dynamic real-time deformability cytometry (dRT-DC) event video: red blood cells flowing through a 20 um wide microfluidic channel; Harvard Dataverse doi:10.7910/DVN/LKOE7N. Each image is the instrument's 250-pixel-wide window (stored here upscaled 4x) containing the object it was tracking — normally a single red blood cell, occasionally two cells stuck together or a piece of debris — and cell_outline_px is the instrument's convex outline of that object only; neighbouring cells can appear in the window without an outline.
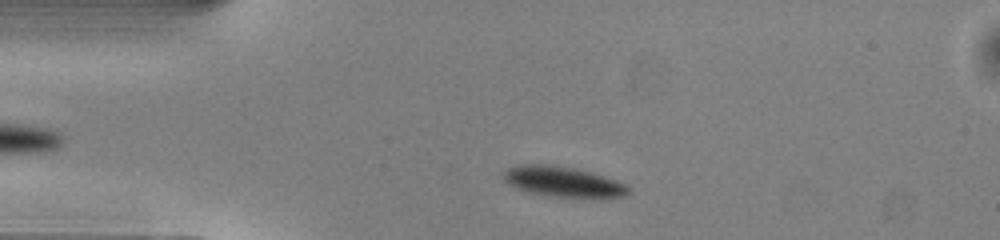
{"species": "common noctule bat (a hibernating species)", "species_latin": "Nyctalus noctula", "temperature_condition": "warm", "stored_images_in_passage": 37, "camera_frame_rate_fps": 3000, "um_per_image_px": 0.085, "animal": {"sex": "male", "body_mass_g": 13.0, "forearm_length_mm": 53.1}, "frame": {"image": 1, "passage_image": 5, "time_ms": 1.333, "image_size_px": [1000, 240], "cell_outline_px": [[628, 192], [624, 196], [548, 196], [528, 192], [516, 188], [508, 184], [500, 176], [508, 168], [516, 164], [552, 164], [576, 168], [592, 172], [616, 180], [624, 184], [628, 188]], "centroid_in_image_um": [47.74, 15.4], "position_along_channel_um": 37.3, "area_um2": 21.85}}
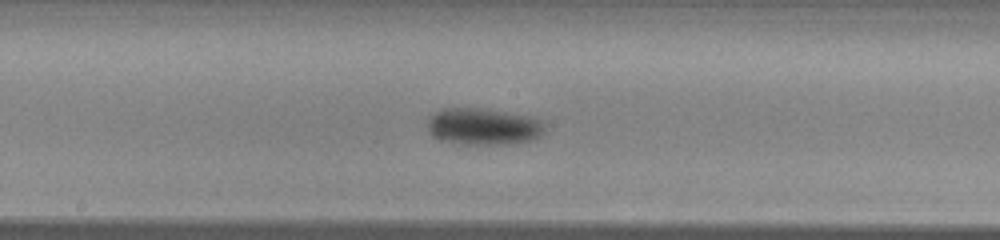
{"frame": {"image": 2, "passage_image": 20, "time_ms": 6.333, "image_size_px": [1000, 240], "cell_outline_px": [[544, 132], [540, 136], [532, 140], [508, 144], [452, 144], [436, 140], [428, 132], [424, 124], [428, 116], [432, 112], [440, 108], [480, 108], [532, 116], [540, 120], [544, 124]], "centroid_in_image_um": [40.97, 10.76], "position_along_channel_um": 207.2, "area_um2": 25.95}}
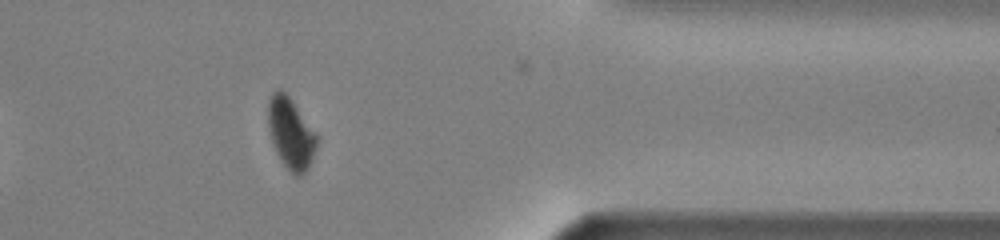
{"frame": {"image": 3, "passage_image": 35, "time_ms": 11.333, "image_size_px": [1000, 240], "cell_outline_px": [[316, 148], [312, 160], [308, 168], [300, 176], [296, 176], [284, 164], [272, 140], [268, 128], [268, 100], [272, 92], [280, 88], [288, 96], [316, 132]], "centroid_in_image_um": [24.72, 11.3], "position_along_channel_um": 386.7, "area_um2": 19.65}, "authors_computed_cell_mechanics": {"area_um2": 23.8714, "velocity_mm_per_s": 4.0135, "shape_relaxation_time_tau1_ms": 2.2896, "shape_relaxation_time_tau2_ms": null, "deformation_change_tau1": 0.1058, "deformation_change_tau2": null}}